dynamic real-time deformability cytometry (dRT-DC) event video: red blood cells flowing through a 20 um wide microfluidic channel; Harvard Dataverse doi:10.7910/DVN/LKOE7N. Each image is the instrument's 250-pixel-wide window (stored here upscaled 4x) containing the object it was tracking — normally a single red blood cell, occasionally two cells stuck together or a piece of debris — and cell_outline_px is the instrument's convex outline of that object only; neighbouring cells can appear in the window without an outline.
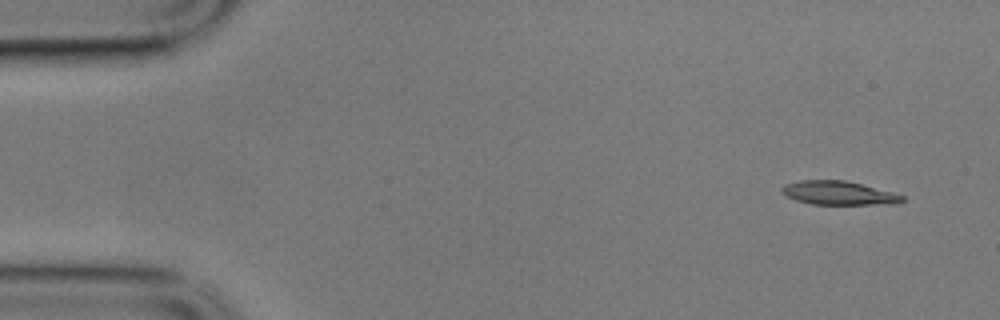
{"species": "common noctule bat (a hibernating species)", "species_latin": "Nyctalus noctula", "temperature_condition": "cold", "stored_images_in_passage": 8, "camera_frame_rate_fps": 3000, "um_per_image_px": 0.085, "animal": {"sex": "male", "body_mass_g": 17.9}, "frame": {"image": 1, "passage_image": 1, "time_ms": 0.0, "image_size_px": [1000, 320], "cell_outline_px": [[904, 200], [896, 204], [812, 204], [796, 200], [784, 196], [780, 192], [780, 188], [784, 184], [800, 180], [844, 180], [892, 192], [904, 196]], "centroid_in_image_um": [71.22, 16.4], "position_along_channel_um": 13.8, "area_um2": 16.65}}
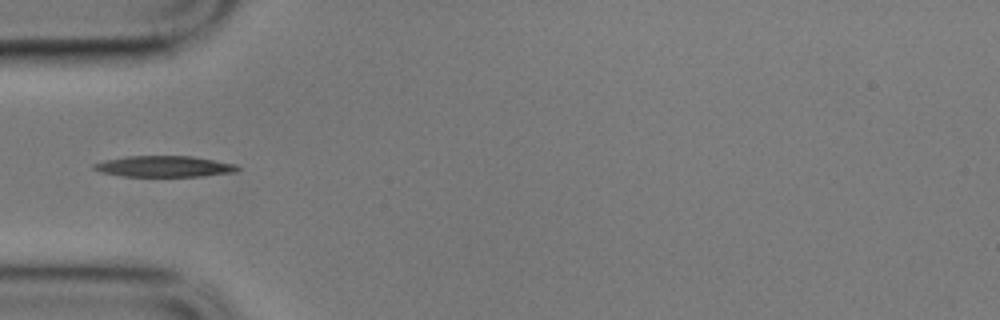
{"frame": {"image": 2, "passage_image": 5, "time_ms": 1.333, "image_size_px": [1000, 320], "cell_outline_px": [[240, 168], [236, 172], [200, 176], [124, 176], [100, 172], [92, 168], [92, 164], [104, 160], [128, 156], [192, 156], [236, 164]], "centroid_in_image_um": [13.94, 14.14], "position_along_channel_um": 71.1, "area_um2": 17.57}}
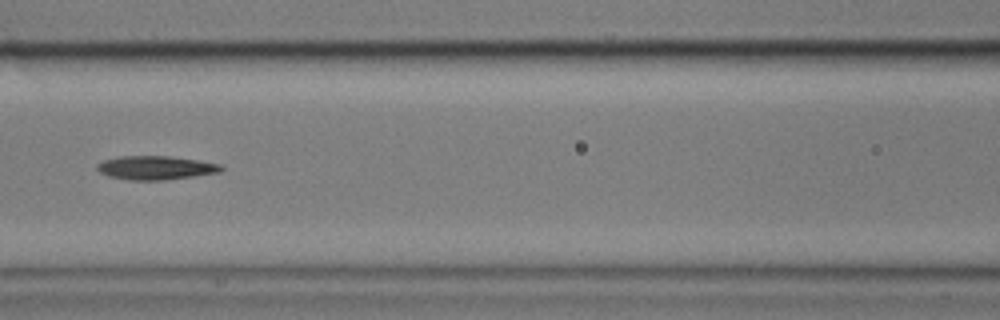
{"frame": {"image": 3, "passage_image": 7, "time_ms": 2.0, "image_size_px": [1000, 320], "cell_outline_px": [[224, 168], [220, 172], [168, 180], [128, 180], [108, 176], [100, 172], [96, 168], [96, 164], [104, 160], [120, 156], [168, 156], [196, 160], [220, 164]], "centroid_in_image_um": [13.21, 14.26], "position_along_channel_um": 153.4, "area_um2": 17.17}}